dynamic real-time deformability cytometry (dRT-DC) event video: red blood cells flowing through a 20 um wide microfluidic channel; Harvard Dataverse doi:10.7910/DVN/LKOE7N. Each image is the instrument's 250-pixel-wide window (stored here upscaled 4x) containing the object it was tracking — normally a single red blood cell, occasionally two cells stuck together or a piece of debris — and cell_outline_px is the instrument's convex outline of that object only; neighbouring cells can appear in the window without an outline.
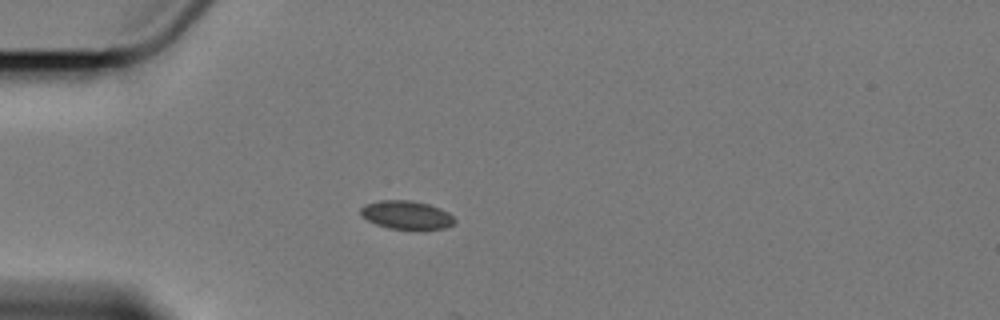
{"species": "Egyptian fruit bat (a non-hibernating species)", "species_latin": "Rousettus aegyptiacus", "temperature_condition": "cold", "stored_images_in_passage": 5, "camera_frame_rate_fps": 3000, "um_per_image_px": 0.085, "animal": {"sex": "female"}, "frame": {"image": 1, "passage_image": 5, "time_ms": 5.667, "image_size_px": [1000, 320], "cell_outline_px": [[456, 224], [444, 228], [420, 232], [416, 232], [388, 228], [376, 224], [360, 216], [360, 208], [364, 204], [380, 200], [408, 200], [428, 204], [440, 208], [448, 212], [456, 220]], "centroid_in_image_um": [34.58, 18.32], "position_along_channel_um": 50.4, "area_um2": 16.3}}